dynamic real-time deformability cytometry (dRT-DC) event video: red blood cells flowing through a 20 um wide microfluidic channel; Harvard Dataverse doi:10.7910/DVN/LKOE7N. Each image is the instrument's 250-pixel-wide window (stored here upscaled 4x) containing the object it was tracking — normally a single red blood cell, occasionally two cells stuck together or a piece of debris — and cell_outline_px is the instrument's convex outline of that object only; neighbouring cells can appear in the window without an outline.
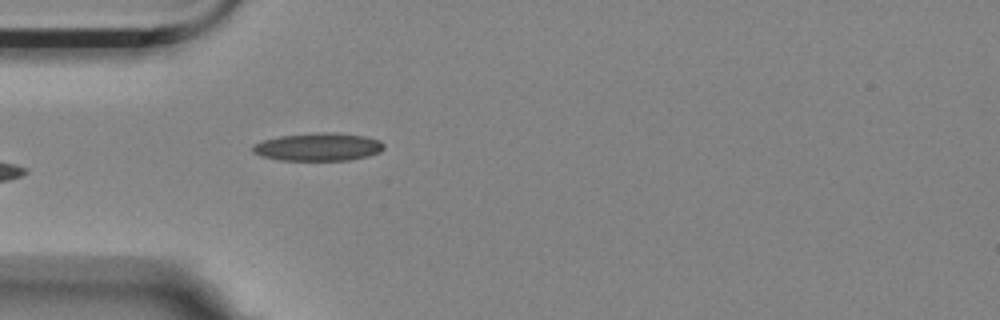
{"species": "Egyptian fruit bat (a non-hibernating species)", "species_latin": "Rousettus aegyptiacus", "temperature_condition": "room temperature", "stored_images_in_passage": 4, "camera_frame_rate_fps": 3000, "um_per_image_px": 0.085, "animal": {"sex": "female"}, "frame": {"image": 1, "passage_image": 4, "time_ms": 1.0, "image_size_px": [1000, 320], "cell_outline_px": [[384, 148], [380, 152], [368, 156], [348, 160], [280, 160], [260, 156], [252, 152], [252, 144], [264, 140], [280, 136], [316, 132], [336, 132], [364, 136], [380, 140], [384, 144]], "centroid_in_image_um": [27.04, 12.48], "position_along_channel_um": 58.0, "area_um2": 21.5}}